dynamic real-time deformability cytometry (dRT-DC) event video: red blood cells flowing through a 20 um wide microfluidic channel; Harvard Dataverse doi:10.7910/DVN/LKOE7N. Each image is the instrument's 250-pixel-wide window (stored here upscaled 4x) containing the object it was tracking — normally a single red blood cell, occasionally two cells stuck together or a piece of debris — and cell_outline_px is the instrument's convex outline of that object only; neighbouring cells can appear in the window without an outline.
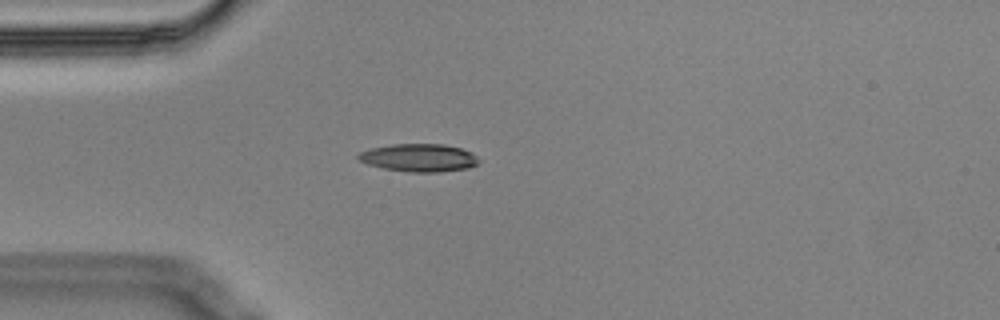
{"species": "Egyptian fruit bat (a non-hibernating species)", "species_latin": "Rousettus aegyptiacus", "temperature_condition": "cold", "stored_images_in_passage": 2, "camera_frame_rate_fps": 3000, "um_per_image_px": 0.085, "animal": {"sex": "male"}, "frame": {"image": 1, "passage_image": 1, "time_ms": 0.0, "image_size_px": [1000, 320], "cell_outline_px": [[480, 160], [476, 164], [468, 168], [440, 172], [408, 172], [384, 168], [368, 164], [360, 160], [356, 156], [360, 152], [372, 148], [392, 144], [444, 144], [460, 148], [472, 152]], "centroid_in_image_um": [35.63, 13.41], "position_along_channel_um": 49.4, "area_um2": 19.48}}